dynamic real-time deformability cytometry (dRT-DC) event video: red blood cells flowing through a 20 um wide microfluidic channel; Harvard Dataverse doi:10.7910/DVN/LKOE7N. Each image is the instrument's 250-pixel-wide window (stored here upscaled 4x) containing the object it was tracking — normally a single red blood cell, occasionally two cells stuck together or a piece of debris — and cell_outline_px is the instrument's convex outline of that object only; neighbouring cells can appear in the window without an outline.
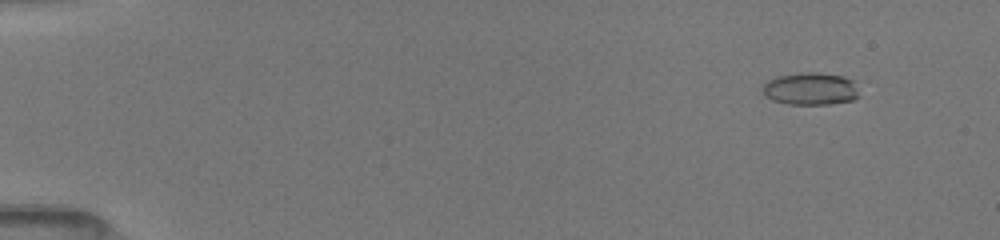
{"species": "common noctule bat (a hibernating species)", "species_latin": "Nyctalus noctula", "temperature_condition": "room temperature", "stored_images_in_passage": 53, "camera_frame_rate_fps": 3000, "um_per_image_px": 0.085, "animal": {"sex": "female", "body_mass_g": 19.5, "forearm_length_mm": 54.1}, "frame": {"image": 1, "passage_image": 6, "time_ms": 1.667, "image_size_px": [1000, 240], "cell_outline_px": [[856, 96], [852, 100], [828, 104], [788, 104], [772, 100], [764, 96], [764, 84], [768, 80], [776, 76], [800, 72], [816, 72], [844, 76], [852, 80], [856, 92]], "centroid_in_image_um": [68.83, 7.53], "position_along_channel_um": 16.2, "area_um2": 18.03}}
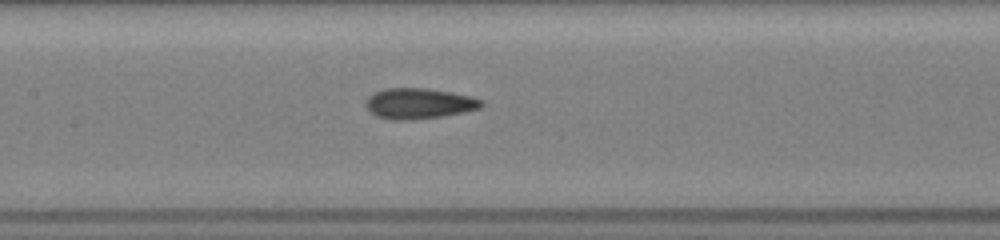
{"frame": {"image": 2, "passage_image": 27, "time_ms": 8.667, "image_size_px": [1000, 240], "cell_outline_px": [[484, 104], [480, 108], [464, 112], [440, 116], [412, 120], [392, 120], [376, 116], [368, 108], [368, 96], [384, 88], [428, 88], [452, 92], [472, 96], [484, 100]], "centroid_in_image_um": [35.67, 8.79], "position_along_channel_um": 171.7, "area_um2": 20.58}}
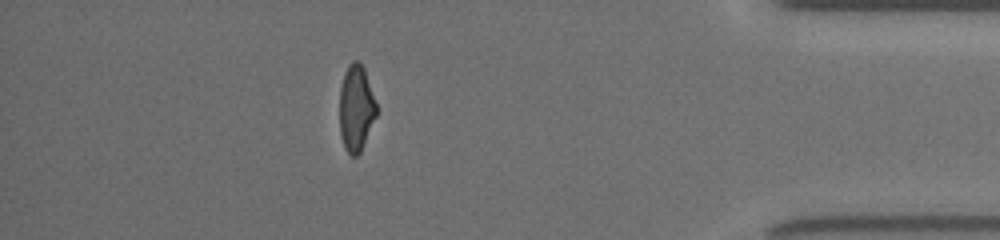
{"frame": {"image": 3, "passage_image": 47, "time_ms": 15.333, "image_size_px": [1000, 240], "cell_outline_px": [[376, 116], [360, 152], [356, 156], [352, 156], [344, 148], [340, 136], [340, 88], [344, 72], [348, 64], [352, 60], [360, 60], [364, 68], [376, 104]], "centroid_in_image_um": [30.25, 9.16], "position_along_channel_um": 405.0, "area_um2": 18.5}, "authors_computed_cell_mechanics": {"area_um2": 19.2474, "velocity_mm_per_s": 4.0571, "shape_relaxation_time_tau1_ms": 3.601, "shape_relaxation_time_tau2_ms": 1.266, "deformation_change_tau1": 0.1701, "deformation_change_tau2": 0.0913}}